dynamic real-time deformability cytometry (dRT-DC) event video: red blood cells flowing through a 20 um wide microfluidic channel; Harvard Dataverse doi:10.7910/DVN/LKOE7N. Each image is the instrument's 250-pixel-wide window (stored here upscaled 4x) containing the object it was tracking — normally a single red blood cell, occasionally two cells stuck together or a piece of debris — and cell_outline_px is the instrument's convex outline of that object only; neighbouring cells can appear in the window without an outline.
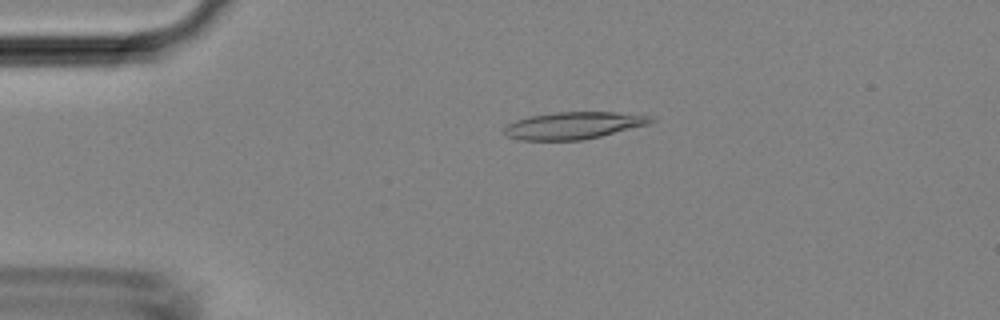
{"species": "Egyptian fruit bat (a non-hibernating species)", "species_latin": "Rousettus aegyptiacus", "temperature_condition": "room temperature", "stored_images_in_passage": 44, "camera_frame_rate_fps": 3000, "um_per_image_px": 0.085, "animal": {"sex": "female"}, "frame": {"image": 1, "passage_image": 8, "time_ms": 2.333, "image_size_px": [1000, 320], "cell_outline_px": [[656, 120], [648, 124], [584, 140], [520, 140], [508, 136], [504, 132], [504, 128], [508, 124], [516, 120], [528, 116], [556, 112], [616, 112], [652, 116]], "centroid_in_image_um": [48.75, 10.66], "position_along_channel_um": 36.3, "area_um2": 23.06}}
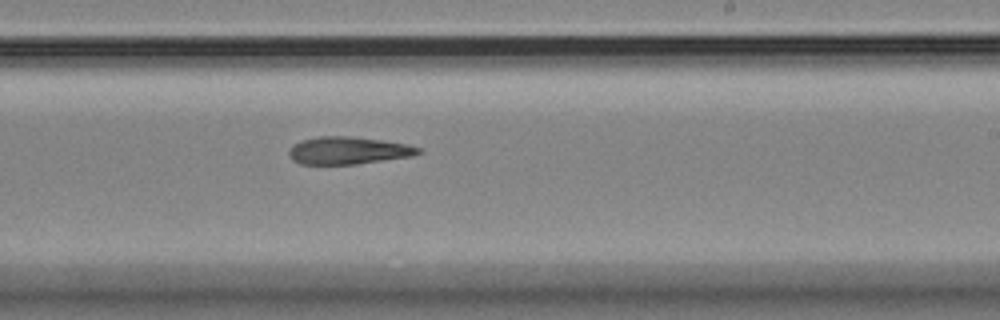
{"frame": {"image": 2, "passage_image": 26, "time_ms": 8.333, "image_size_px": [1000, 320], "cell_outline_px": [[424, 152], [412, 156], [356, 164], [300, 164], [292, 160], [288, 156], [288, 152], [300, 140], [320, 136], [352, 136], [384, 140], [408, 144], [424, 148]], "centroid_in_image_um": [29.66, 12.79], "position_along_channel_um": 259.3, "area_um2": 20.92}}
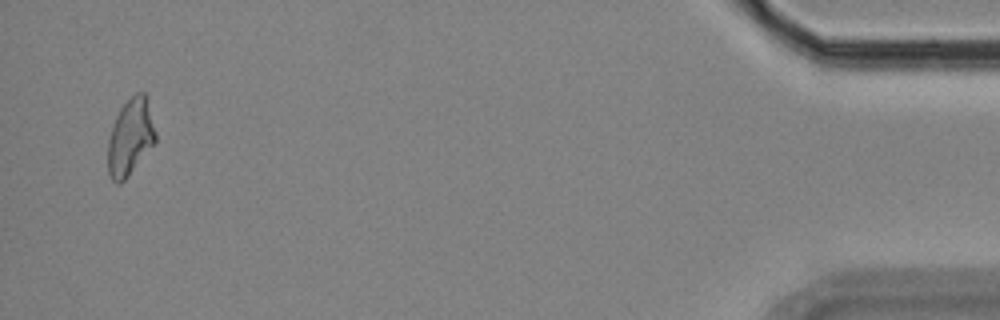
{"frame": {"image": 3, "passage_image": 43, "time_ms": 14.0, "image_size_px": [1000, 320], "cell_outline_px": [[156, 140], [128, 176], [120, 184], [116, 184], [112, 180], [108, 172], [108, 140], [116, 116], [120, 108], [136, 92], [144, 92], [148, 96], [156, 132]], "centroid_in_image_um": [11.09, 11.63], "position_along_channel_um": 424.1, "area_um2": 21.21}}